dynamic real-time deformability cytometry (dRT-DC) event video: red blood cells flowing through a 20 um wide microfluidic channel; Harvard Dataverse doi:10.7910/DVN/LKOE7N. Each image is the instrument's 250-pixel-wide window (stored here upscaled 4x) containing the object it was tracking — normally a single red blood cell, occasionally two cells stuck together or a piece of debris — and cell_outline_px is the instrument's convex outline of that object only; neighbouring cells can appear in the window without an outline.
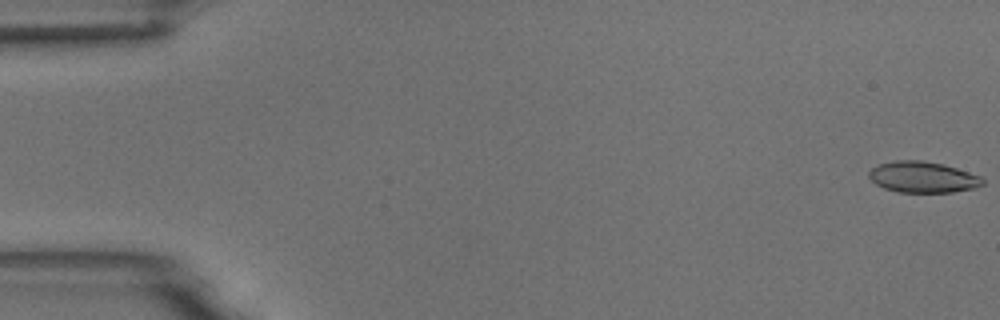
{"species": "common noctule bat (a hibernating species)", "species_latin": "Nyctalus noctula", "temperature_condition": "room temperature", "stored_images_in_passage": 11, "camera_frame_rate_fps": 3000, "um_per_image_px": 0.085, "animal": {"sex": "male", "body_mass_g": 18.8}, "frame": {"image": 1, "passage_image": 1, "time_ms": 0.0, "image_size_px": [1000, 320], "cell_outline_px": [[984, 184], [976, 188], [952, 192], [896, 192], [884, 188], [876, 184], [868, 176], [868, 172], [872, 168], [880, 164], [896, 160], [924, 160], [944, 164], [980, 176], [984, 180]], "centroid_in_image_um": [78.44, 15.05], "position_along_channel_um": 6.6, "area_um2": 20.63}}
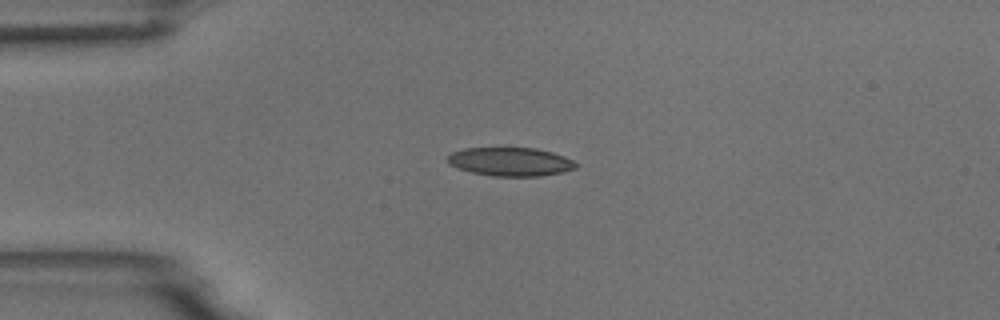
{"frame": {"image": 2, "passage_image": 4, "time_ms": 1.0, "image_size_px": [1000, 320], "cell_outline_px": [[576, 168], [560, 172], [540, 176], [492, 176], [472, 172], [448, 164], [448, 156], [452, 152], [464, 148], [536, 148], [552, 152], [564, 156], [572, 160], [576, 164]], "centroid_in_image_um": [43.37, 13.74], "position_along_channel_um": 41.6, "area_um2": 21.15}}
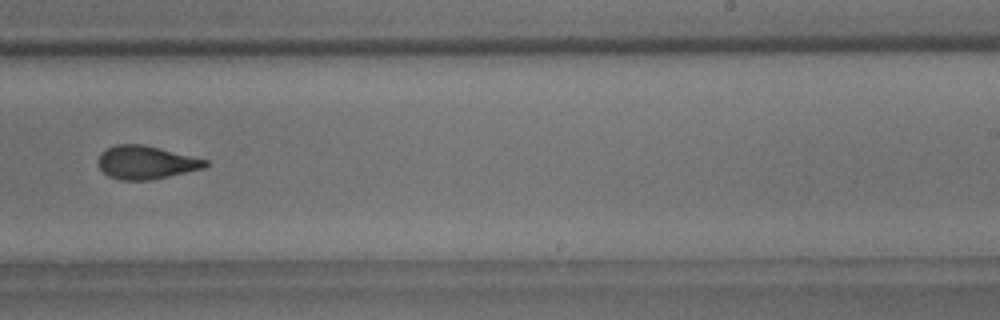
{"frame": {"image": 3, "passage_image": 10, "time_ms": 3.0, "image_size_px": [1000, 320], "cell_outline_px": [[208, 164], [204, 168], [168, 176], [148, 180], [120, 180], [108, 176], [100, 168], [96, 160], [108, 148], [116, 144], [144, 144], [208, 160]], "centroid_in_image_um": [12.4, 13.8], "position_along_channel_um": 276.6, "area_um2": 20.58}}